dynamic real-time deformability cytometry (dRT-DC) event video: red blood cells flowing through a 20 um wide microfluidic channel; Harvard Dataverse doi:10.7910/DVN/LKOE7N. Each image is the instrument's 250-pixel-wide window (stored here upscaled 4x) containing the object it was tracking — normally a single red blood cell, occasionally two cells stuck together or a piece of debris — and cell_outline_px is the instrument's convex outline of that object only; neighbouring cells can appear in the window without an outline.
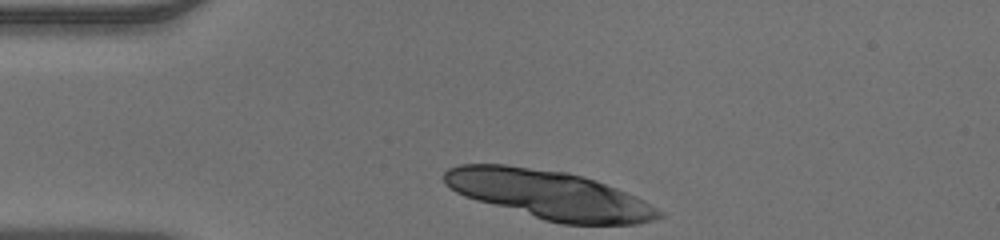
{"species": "human", "species_latin": "Homo sapiens", "temperature_condition": "warm", "stored_images_in_passage": 33, "segment_of_instrument_passage": [1, 2], "camera_frame_rate_fps": 3000, "um_per_image_px": 0.085, "donor": {"sex": "male"}, "frame": {"image": 1, "passage_image": 1, "time_ms": 0.0, "image_size_px": [1000, 240], "cell_outline_px": [[664, 216], [652, 220], [636, 224], [564, 224], [544, 220], [476, 200], [464, 196], [456, 192], [444, 184], [444, 172], [448, 168], [460, 164], [504, 164], [568, 172], [584, 176], [596, 180], [636, 196], [664, 212]], "centroid_in_image_um": [46.69, 16.54], "position_along_channel_um": 38.3, "area_um2": 60.75}}